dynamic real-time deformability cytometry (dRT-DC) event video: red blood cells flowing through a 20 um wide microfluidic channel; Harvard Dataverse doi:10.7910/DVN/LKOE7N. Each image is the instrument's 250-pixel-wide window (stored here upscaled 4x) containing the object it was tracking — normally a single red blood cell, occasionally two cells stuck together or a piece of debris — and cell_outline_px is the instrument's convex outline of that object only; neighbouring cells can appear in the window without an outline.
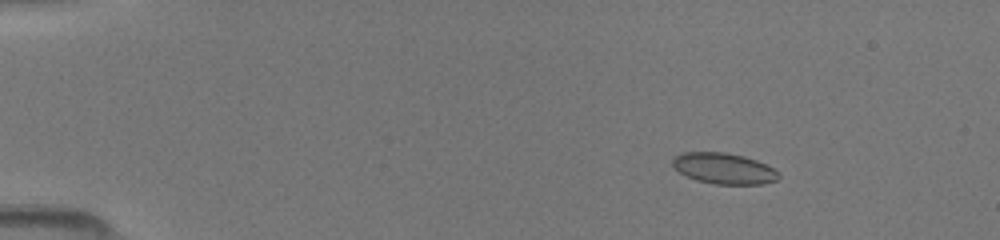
{"species": "common noctule bat (a hibernating species)", "species_latin": "Nyctalus noctula", "temperature_condition": "room temperature", "stored_images_in_passage": 50, "camera_frame_rate_fps": 3000, "um_per_image_px": 0.085, "animal": {"sex": "female", "body_mass_g": 19.5, "forearm_length_mm": 54.1}, "frame": {"image": 1, "passage_image": 8, "time_ms": 2.333, "image_size_px": [1000, 240], "cell_outline_px": [[780, 176], [776, 180], [764, 184], [716, 184], [696, 180], [680, 172], [672, 164], [672, 160], [676, 156], [684, 152], [724, 152], [744, 156], [756, 160], [772, 168]], "centroid_in_image_um": [61.53, 14.32], "position_along_channel_um": 23.5, "area_um2": 18.84}}
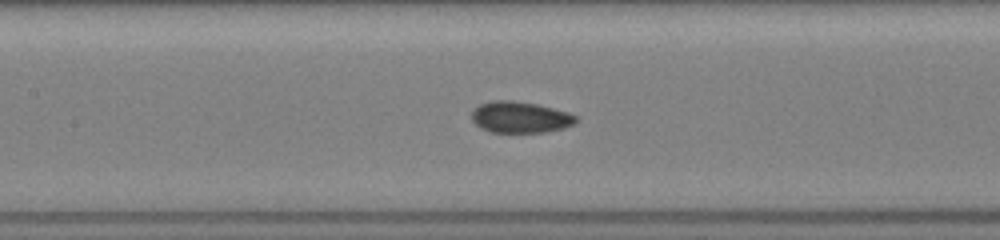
{"frame": {"image": 2, "passage_image": 25, "time_ms": 8.0, "image_size_px": [1000, 240], "cell_outline_px": [[580, 120], [576, 124], [564, 128], [548, 132], [492, 132], [480, 128], [472, 120], [472, 112], [480, 104], [492, 100], [512, 100], [536, 104], [568, 112], [576, 116]], "centroid_in_image_um": [44.25, 9.97], "position_along_channel_um": 163.1, "area_um2": 19.13}}
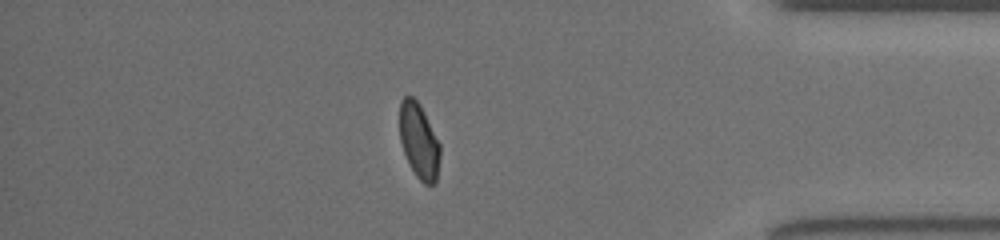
{"frame": {"image": 3, "passage_image": 44, "time_ms": 14.333, "image_size_px": [1000, 240], "cell_outline_px": [[440, 156], [436, 180], [432, 184], [424, 184], [416, 176], [408, 164], [400, 140], [400, 100], [404, 96], [412, 96], [420, 104], [440, 144]], "centroid_in_image_um": [35.6, 11.98], "position_along_channel_um": 399.6, "area_um2": 17.69}}